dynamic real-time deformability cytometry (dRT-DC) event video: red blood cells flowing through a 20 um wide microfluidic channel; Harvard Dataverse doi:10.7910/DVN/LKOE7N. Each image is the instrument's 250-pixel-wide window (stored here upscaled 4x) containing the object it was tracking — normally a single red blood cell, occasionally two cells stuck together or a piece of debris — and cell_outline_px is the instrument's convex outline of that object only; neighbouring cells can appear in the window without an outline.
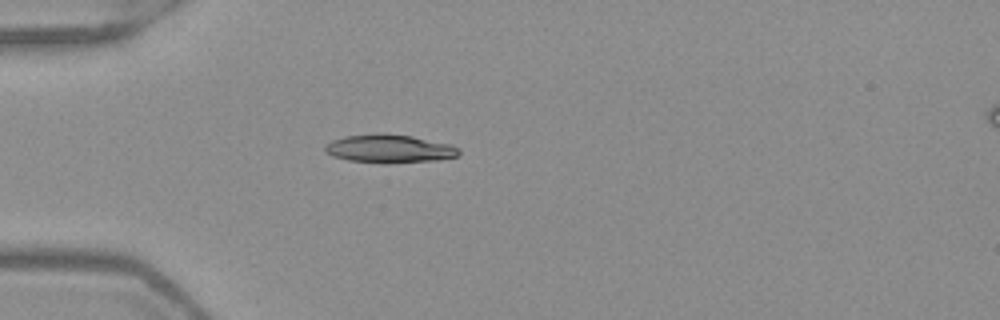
{"species": "Egyptian fruit bat (a non-hibernating species)", "species_latin": "Rousettus aegyptiacus", "temperature_condition": "warm", "stored_images_in_passage": 37, "camera_frame_rate_fps": 3000, "um_per_image_px": 0.085, "frame": {"image": 1, "passage_image": 1, "time_ms": 0.0, "image_size_px": [1000, 320], "cell_outline_px": [[460, 152], [456, 156], [436, 160], [388, 164], [384, 164], [348, 160], [332, 156], [324, 152], [324, 144], [332, 140], [344, 136], [380, 132], [412, 136], [452, 144], [460, 148]], "centroid_in_image_um": [33.06, 12.63], "position_along_channel_um": 51.9, "area_um2": 22.6}}
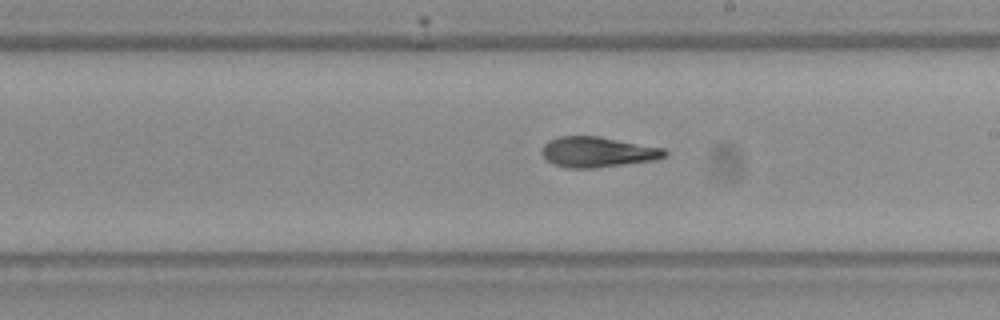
{"frame": {"image": 2, "passage_image": 16, "time_ms": 5.0, "image_size_px": [1000, 320], "cell_outline_px": [[668, 152], [664, 156], [656, 160], [592, 168], [568, 168], [552, 164], [544, 160], [540, 152], [544, 144], [548, 140], [560, 136], [600, 136], [664, 148]], "centroid_in_image_um": [50.74, 12.92], "position_along_channel_um": 238.3, "area_um2": 21.96}}
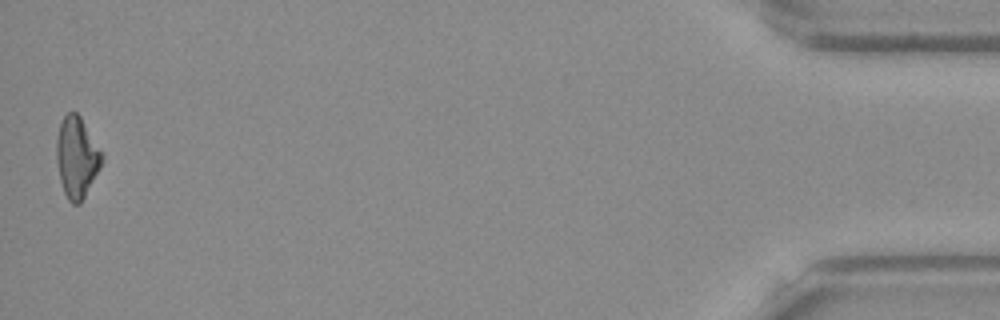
{"frame": {"image": 3, "passage_image": 37, "time_ms": 12.0, "image_size_px": [1000, 320], "cell_outline_px": [[104, 160], [100, 168], [80, 204], [72, 204], [68, 200], [64, 192], [60, 180], [56, 160], [56, 140], [60, 124], [64, 116], [68, 112], [76, 112], [80, 116], [104, 156]], "centroid_in_image_um": [6.52, 13.38], "position_along_channel_um": 428.7, "area_um2": 21.27}, "authors_computed_cell_mechanics": {"area_um2": 21.675, "velocity_mm_per_s": 3.9806, "shape_relaxation_time_tau1_ms": null, "shape_relaxation_time_tau2_ms": 2.1025, "deformation_change_tau1": null, "deformation_change_tau2": 0.0882}}